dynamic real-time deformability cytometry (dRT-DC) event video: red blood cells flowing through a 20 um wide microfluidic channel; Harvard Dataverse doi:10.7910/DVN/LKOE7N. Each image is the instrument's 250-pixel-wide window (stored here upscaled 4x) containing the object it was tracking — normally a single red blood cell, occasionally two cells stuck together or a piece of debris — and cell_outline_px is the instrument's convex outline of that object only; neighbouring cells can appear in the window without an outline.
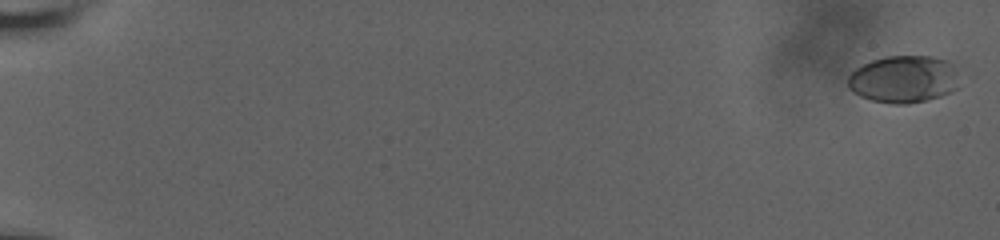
{"species": "human", "species_latin": "Homo sapiens", "temperature_condition": "room temperature", "stored_images_in_passage": 23, "camera_frame_rate_fps": 3000, "um_per_image_px": 0.085, "donor": {"sex": "male"}, "frame": {"image": 1, "passage_image": 1, "time_ms": 0.0, "image_size_px": [1000, 240], "cell_outline_px": [[956, 88], [940, 96], [928, 100], [908, 104], [892, 104], [872, 100], [860, 96], [852, 92], [848, 88], [848, 76], [856, 68], [872, 60], [884, 56], [932, 56], [948, 60], [952, 64]], "centroid_in_image_um": [76.74, 6.73], "position_along_channel_um": 8.3, "area_um2": 30.46}}
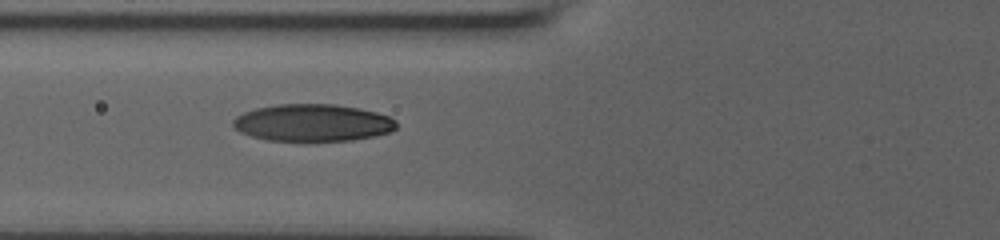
{"frame": {"image": 2, "passage_image": 14, "time_ms": 8.667, "image_size_px": [1000, 240], "cell_outline_px": [[396, 128], [392, 132], [352, 140], [268, 140], [252, 136], [240, 132], [232, 124], [232, 120], [236, 116], [244, 112], [256, 108], [276, 104], [336, 104], [360, 108], [376, 112], [388, 116], [396, 120]], "centroid_in_image_um": [26.58, 10.42], "position_along_channel_um": 99.2, "area_um2": 35.26}}
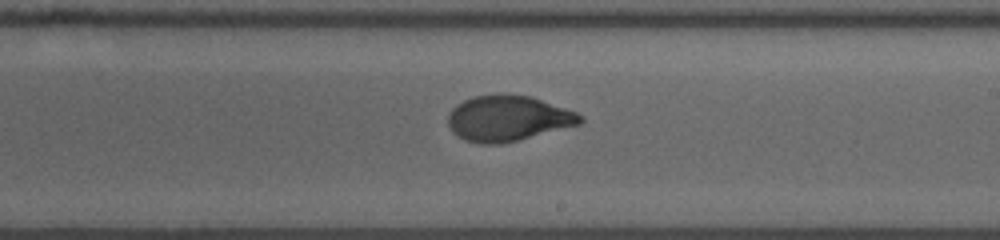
{"frame": {"image": 3, "passage_image": 23, "time_ms": 12.667, "image_size_px": [1000, 240], "cell_outline_px": [[584, 120], [580, 124], [520, 140], [504, 144], [480, 144], [464, 140], [452, 132], [448, 124], [448, 116], [452, 108], [456, 104], [472, 96], [500, 92], [504, 92], [532, 96], [576, 112], [584, 116]], "centroid_in_image_um": [43.17, 10.04], "position_along_channel_um": 245.8, "area_um2": 35.84}}